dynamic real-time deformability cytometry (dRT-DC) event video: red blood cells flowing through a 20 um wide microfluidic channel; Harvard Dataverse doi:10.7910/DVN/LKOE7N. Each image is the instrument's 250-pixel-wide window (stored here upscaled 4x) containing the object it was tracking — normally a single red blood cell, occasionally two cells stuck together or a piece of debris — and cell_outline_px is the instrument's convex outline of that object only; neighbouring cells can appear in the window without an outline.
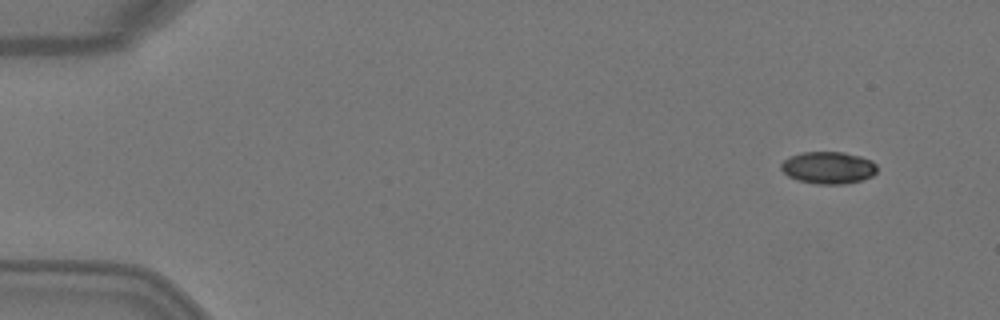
{"species": "Egyptian fruit bat (a non-hibernating species)", "species_latin": "Rousettus aegyptiacus", "temperature_condition": "warm", "stored_images_in_passage": 5, "camera_frame_rate_fps": 3000, "um_per_image_px": 0.085, "animal": {"sex": "female"}, "frame": {"image": 1, "passage_image": 1, "time_ms": 0.0, "image_size_px": [1000, 320], "cell_outline_px": [[876, 172], [872, 176], [860, 180], [844, 184], [816, 184], [796, 180], [788, 176], [780, 168], [780, 164], [784, 160], [800, 152], [844, 152], [860, 156], [872, 160], [876, 164]], "centroid_in_image_um": [70.39, 14.25], "position_along_channel_um": 14.6, "area_um2": 18.03}}
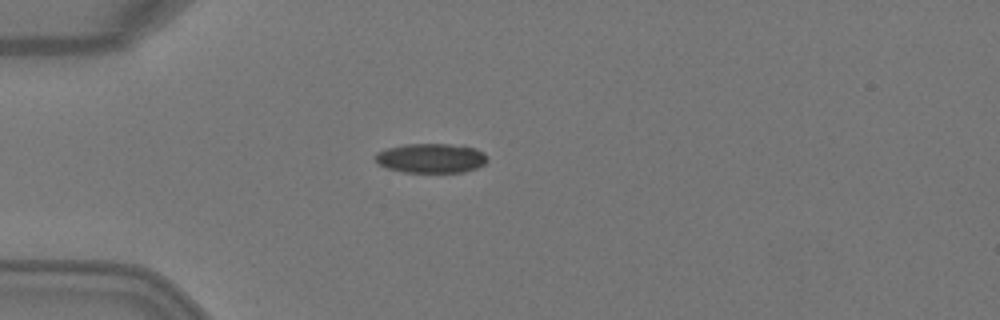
{"frame": {"image": 2, "passage_image": 3, "time_ms": 0.667, "image_size_px": [1000, 320], "cell_outline_px": [[488, 160], [484, 164], [476, 168], [464, 172], [404, 172], [388, 168], [380, 164], [376, 160], [376, 152], [388, 148], [404, 144], [448, 144], [476, 148], [484, 152]], "centroid_in_image_um": [36.67, 13.44], "position_along_channel_um": 48.3, "area_um2": 19.13}}